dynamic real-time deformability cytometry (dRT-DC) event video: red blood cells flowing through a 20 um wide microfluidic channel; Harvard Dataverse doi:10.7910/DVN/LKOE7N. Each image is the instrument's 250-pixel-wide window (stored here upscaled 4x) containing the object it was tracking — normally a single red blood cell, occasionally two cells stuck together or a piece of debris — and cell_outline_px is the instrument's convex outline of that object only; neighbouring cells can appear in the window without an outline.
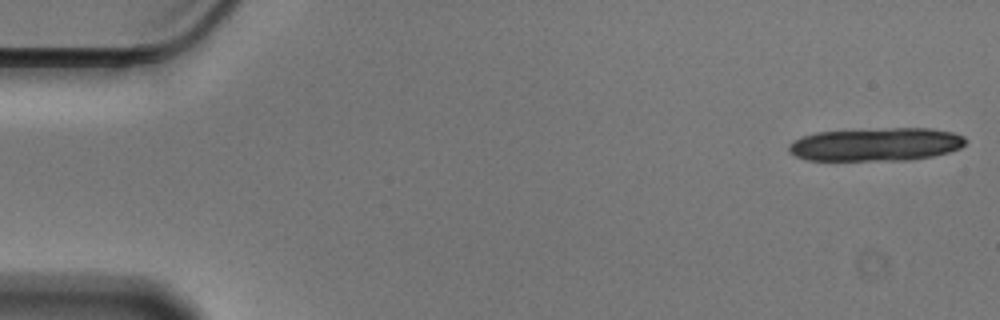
{"species": "Egyptian fruit bat (a non-hibernating species)", "species_latin": "Rousettus aegyptiacus", "temperature_condition": "cold", "stored_images_in_passage": 18, "camera_frame_rate_fps": 3000, "um_per_image_px": 0.085, "animal": {"sex": "male"}, "frame": {"image": 1, "passage_image": 1, "time_ms": 0.0, "image_size_px": [1000, 320], "cell_outline_px": [[968, 140], [960, 148], [948, 152], [932, 156], [908, 160], [808, 160], [796, 156], [788, 152], [788, 144], [804, 136], [816, 132], [888, 128], [932, 128], [952, 132], [964, 136]], "centroid_in_image_um": [74.48, 12.27], "position_along_channel_um": 10.5, "area_um2": 34.22}}